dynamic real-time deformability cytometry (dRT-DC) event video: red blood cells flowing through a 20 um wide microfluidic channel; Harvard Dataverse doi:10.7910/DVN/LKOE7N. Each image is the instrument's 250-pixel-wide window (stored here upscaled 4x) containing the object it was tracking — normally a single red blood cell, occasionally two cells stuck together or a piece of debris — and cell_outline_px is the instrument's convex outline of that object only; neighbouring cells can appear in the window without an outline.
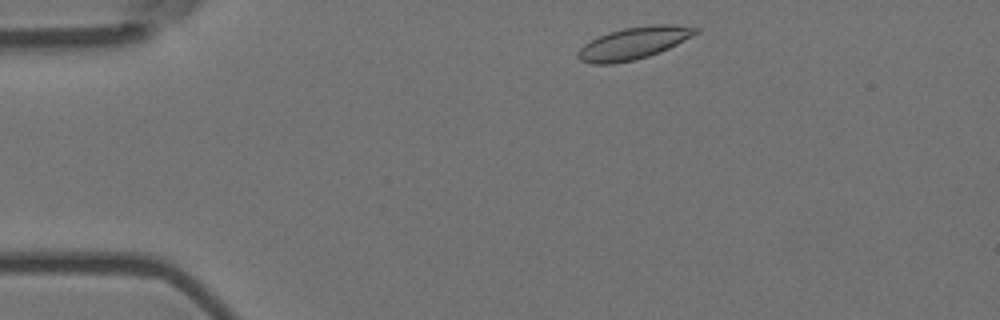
{"species": "Egyptian fruit bat (a non-hibernating species)", "species_latin": "Rousettus aegyptiacus", "temperature_condition": "room temperature", "stored_images_in_passage": 46, "camera_frame_rate_fps": 3000, "um_per_image_px": 0.085, "animal": {"sex": "female"}, "frame": {"image": 1, "passage_image": 2, "time_ms": 0.333, "image_size_px": [1000, 320], "cell_outline_px": [[700, 32], [660, 52], [648, 56], [632, 60], [612, 64], [592, 64], [580, 60], [576, 56], [576, 52], [584, 44], [608, 32], [624, 28], [652, 24], [676, 24], [700, 28]], "centroid_in_image_um": [53.87, 3.66], "position_along_channel_um": 31.1, "area_um2": 22.02}}
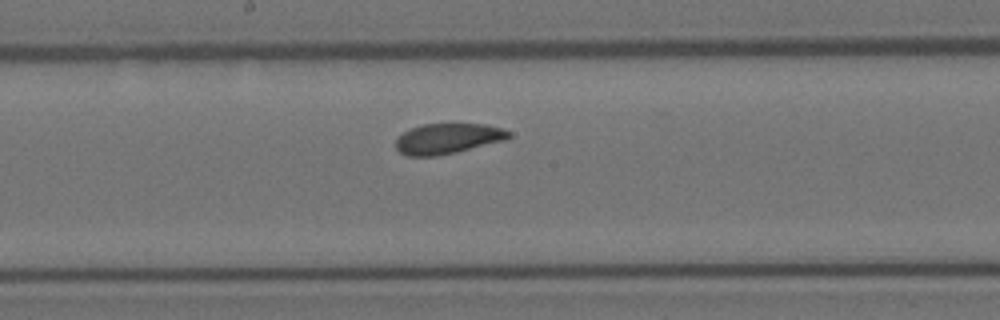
{"frame": {"image": 2, "passage_image": 21, "time_ms": 6.667, "image_size_px": [1000, 320], "cell_outline_px": [[512, 136], [504, 140], [456, 152], [436, 156], [408, 156], [400, 152], [396, 148], [396, 136], [412, 128], [424, 124], [488, 124], [504, 128], [512, 132]], "centroid_in_image_um": [38.08, 11.77], "position_along_channel_um": 210.1, "area_um2": 20.06}}
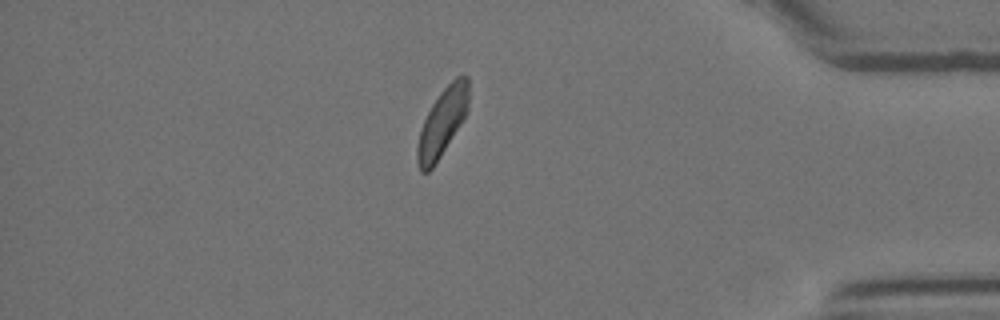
{"frame": {"image": 3, "passage_image": 39, "time_ms": 12.667, "image_size_px": [1000, 320], "cell_outline_px": [[468, 108], [460, 124], [440, 156], [432, 168], [428, 172], [420, 172], [416, 160], [416, 148], [420, 128], [432, 104], [440, 92], [456, 76], [468, 76]], "centroid_in_image_um": [37.56, 10.41], "position_along_channel_um": 397.6, "area_um2": 19.94}, "authors_computed_cell_mechanics": {"area_um2": 20.808, "velocity_mm_per_s": 3.6874, "shape_relaxation_time_tau1_ms": 3.2284, "shape_relaxation_time_tau2_ms": 6.1216, "deformation_change_tau1": 0.0869, "deformation_change_tau2": 0.0644}}